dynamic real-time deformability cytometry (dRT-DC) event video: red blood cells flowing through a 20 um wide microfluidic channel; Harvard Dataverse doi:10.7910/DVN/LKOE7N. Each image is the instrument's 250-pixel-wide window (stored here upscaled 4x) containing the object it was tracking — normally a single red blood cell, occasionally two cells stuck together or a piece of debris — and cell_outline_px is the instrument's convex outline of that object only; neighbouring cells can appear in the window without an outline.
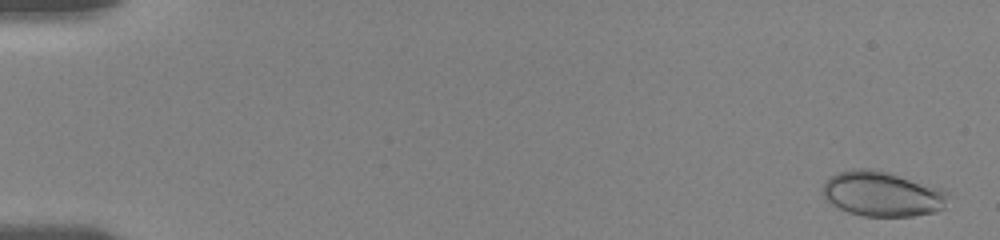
{"species": "human", "species_latin": "Homo sapiens", "temperature_condition": "room temperature", "stored_images_in_passage": 33, "camera_frame_rate_fps": 3000, "um_per_image_px": 0.085, "donor": {"sex": "female"}, "frame": {"image": 1, "passage_image": 3, "time_ms": 0.333, "image_size_px": [1000, 240], "cell_outline_px": [[948, 192], [944, 208], [936, 212], [912, 216], [860, 216], [848, 212], [824, 200], [824, 184], [832, 176], [840, 172], [852, 168], [872, 168], [888, 172], [940, 188]], "centroid_in_image_um": [74.99, 16.49], "position_along_channel_um": 10.0, "area_um2": 32.71}}
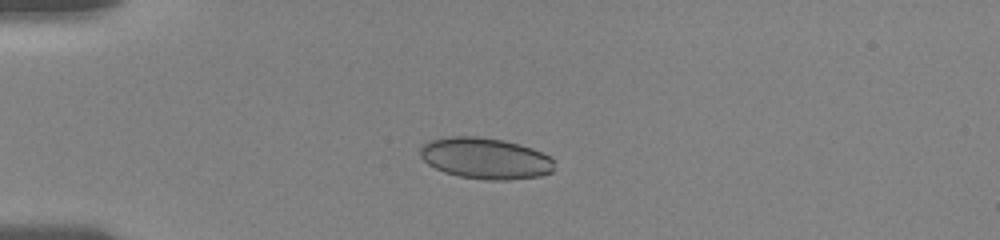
{"frame": {"image": 2, "passage_image": 28, "time_ms": 4.667, "image_size_px": [1000, 240], "cell_outline_px": [[556, 160], [552, 172], [540, 176], [508, 180], [484, 180], [460, 176], [444, 172], [428, 164], [420, 156], [420, 148], [428, 140], [452, 136], [476, 136], [500, 140], [520, 144], [532, 148]], "centroid_in_image_um": [41.26, 13.46], "position_along_channel_um": 43.7, "area_um2": 32.25}}